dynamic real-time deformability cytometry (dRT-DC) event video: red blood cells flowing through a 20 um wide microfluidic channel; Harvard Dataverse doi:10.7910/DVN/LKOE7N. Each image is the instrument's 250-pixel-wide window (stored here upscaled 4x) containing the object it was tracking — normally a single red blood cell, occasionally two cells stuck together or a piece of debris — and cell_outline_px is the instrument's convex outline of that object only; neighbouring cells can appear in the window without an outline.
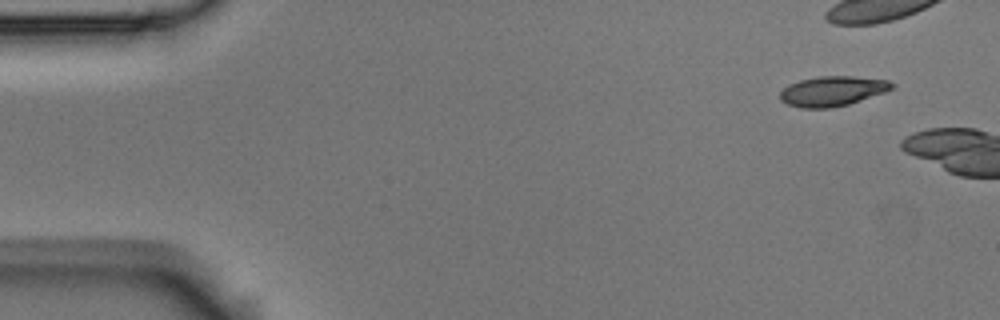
{"species": "Egyptian fruit bat (a non-hibernating species)", "species_latin": "Rousettus aegyptiacus", "temperature_condition": "room temperature", "stored_images_in_passage": 7, "camera_frame_rate_fps": 3000, "um_per_image_px": 0.085, "animal": {"sex": "male"}, "frame": {"image": 1, "passage_image": 1, "time_ms": 0.0, "image_size_px": [1000, 320], "cell_outline_px": [[896, 88], [848, 104], [832, 108], [800, 108], [788, 104], [780, 100], [780, 92], [788, 84], [800, 80], [816, 76], [852, 76], [888, 80], [896, 84]], "centroid_in_image_um": [70.76, 7.74], "position_along_channel_um": 14.2, "area_um2": 19.59}}